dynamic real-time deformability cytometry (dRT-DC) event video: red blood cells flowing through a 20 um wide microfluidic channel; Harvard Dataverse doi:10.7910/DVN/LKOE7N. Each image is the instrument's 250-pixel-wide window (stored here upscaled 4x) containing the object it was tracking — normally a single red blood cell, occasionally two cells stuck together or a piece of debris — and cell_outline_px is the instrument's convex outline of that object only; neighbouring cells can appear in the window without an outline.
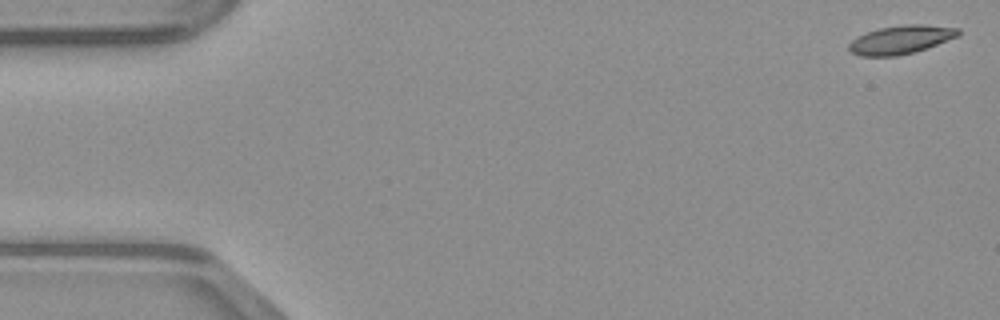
{"species": "common noctule bat (a hibernating species)", "species_latin": "Nyctalus noctula", "temperature_condition": "warm", "stored_images_in_passage": 48, "camera_frame_rate_fps": 3000, "um_per_image_px": 0.085, "animal": {"sex": "male", "body_mass_g": 23.1, "forearm_length_mm": 52.7}, "frame": {"image": 1, "passage_image": 1, "time_ms": 0.0, "image_size_px": [1000, 320], "cell_outline_px": [[960, 36], [928, 48], [916, 52], [896, 56], [860, 56], [852, 52], [848, 48], [848, 44], [852, 40], [868, 32], [880, 28], [904, 24], [924, 24], [960, 28]], "centroid_in_image_um": [76.64, 3.37], "position_along_channel_um": 8.4, "area_um2": 18.26}}
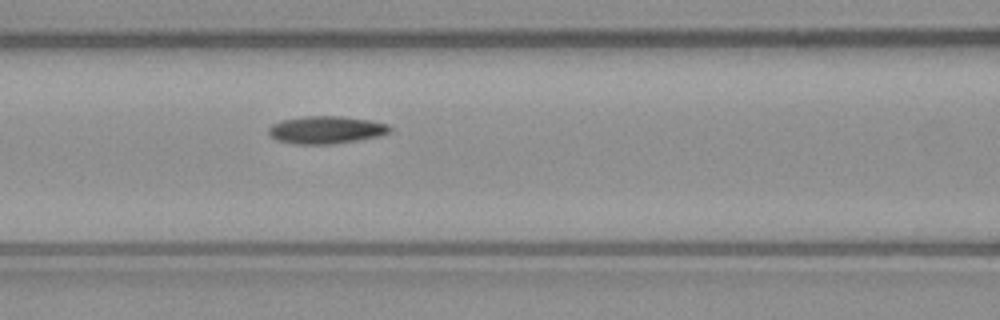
{"frame": {"image": 2, "passage_image": 20, "time_ms": 6.333, "image_size_px": [1000, 320], "cell_outline_px": [[392, 132], [380, 136], [332, 144], [296, 144], [276, 140], [268, 136], [268, 128], [272, 124], [280, 120], [304, 116], [340, 116], [372, 120], [388, 124], [392, 128]], "centroid_in_image_um": [27.71, 11.03], "position_along_channel_um": 138.9, "area_um2": 19.77}}
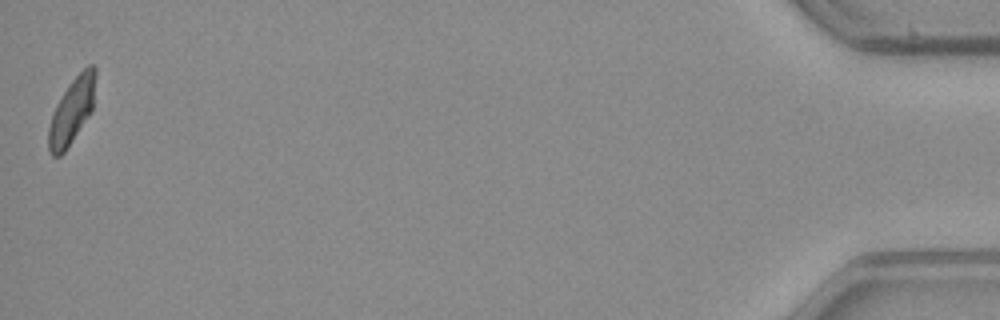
{"frame": {"image": 3, "passage_image": 48, "time_ms": 15.667, "image_size_px": [1000, 320], "cell_outline_px": [[96, 76], [92, 112], [64, 152], [60, 156], [52, 156], [48, 148], [48, 128], [52, 112], [56, 104], [68, 84], [88, 64], [92, 64], [96, 68]], "centroid_in_image_um": [6.1, 9.41], "position_along_channel_um": 429.1, "area_um2": 18.09}}